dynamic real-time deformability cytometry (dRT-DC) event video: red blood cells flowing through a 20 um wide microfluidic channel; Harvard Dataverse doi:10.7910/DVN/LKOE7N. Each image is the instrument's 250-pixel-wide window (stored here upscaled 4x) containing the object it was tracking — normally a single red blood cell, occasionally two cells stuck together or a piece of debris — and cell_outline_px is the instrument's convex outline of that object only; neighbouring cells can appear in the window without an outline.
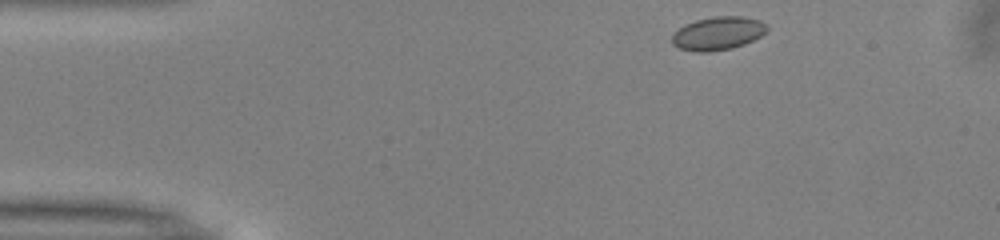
{"species": "common noctule bat (a hibernating species)", "species_latin": "Nyctalus noctula", "temperature_condition": "warm", "stored_images_in_passage": 33, "camera_frame_rate_fps": 3000, "um_per_image_px": 0.085, "animal": {"sex": "male", "body_mass_g": 13.0, "forearm_length_mm": 53.1}, "frame": {"image": 1, "passage_image": 1, "time_ms": 0.0, "image_size_px": [1000, 240], "cell_outline_px": [[768, 28], [760, 36], [744, 44], [732, 48], [708, 52], [696, 52], [680, 48], [672, 44], [672, 36], [684, 24], [696, 20], [716, 16], [744, 16], [760, 20]], "centroid_in_image_um": [61.01, 2.83], "position_along_channel_um": 24.0, "area_um2": 18.26}}
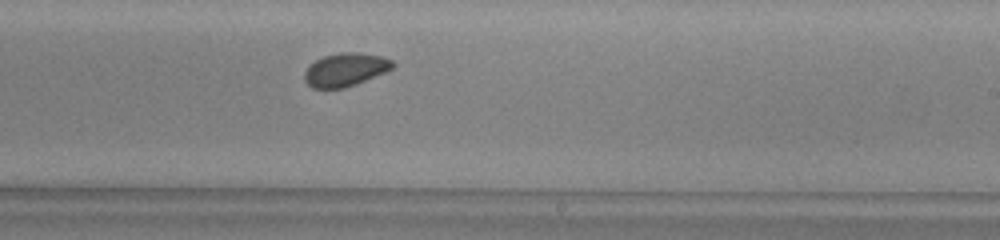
{"frame": {"image": 2, "passage_image": 24, "time_ms": 7.667, "image_size_px": [1000, 240], "cell_outline_px": [[396, 64], [392, 68], [384, 72], [356, 84], [344, 88], [312, 88], [304, 80], [304, 72], [308, 64], [324, 56], [340, 52], [356, 52], [384, 56], [392, 60]], "centroid_in_image_um": [29.34, 5.91], "position_along_channel_um": 259.7, "area_um2": 17.17}}
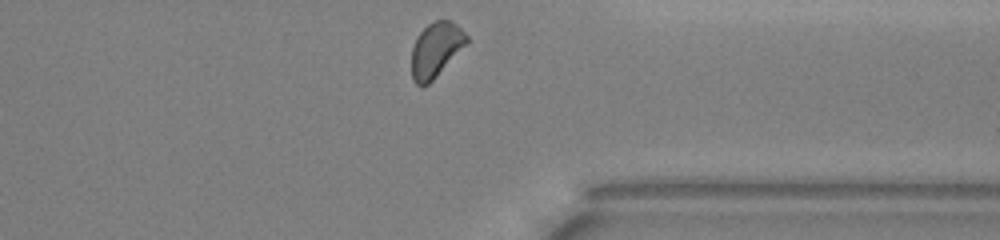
{"frame": {"image": 3, "passage_image": 33, "time_ms": 10.667, "image_size_px": [1000, 240], "cell_outline_px": [[468, 40], [436, 76], [428, 84], [416, 84], [412, 80], [412, 48], [416, 36], [428, 24], [436, 20], [452, 20], [468, 36]], "centroid_in_image_um": [37.01, 4.19], "position_along_channel_um": 374.4, "area_um2": 17.05}, "authors_computed_cell_mechanics": {"area_um2": 17.34, "velocity_mm_per_s": 3.9917, "shape_relaxation_time_tau1_ms": null, "shape_relaxation_time_tau2_ms": 1.6989, "deformation_change_tau1": null, "deformation_change_tau2": 0.0548}}